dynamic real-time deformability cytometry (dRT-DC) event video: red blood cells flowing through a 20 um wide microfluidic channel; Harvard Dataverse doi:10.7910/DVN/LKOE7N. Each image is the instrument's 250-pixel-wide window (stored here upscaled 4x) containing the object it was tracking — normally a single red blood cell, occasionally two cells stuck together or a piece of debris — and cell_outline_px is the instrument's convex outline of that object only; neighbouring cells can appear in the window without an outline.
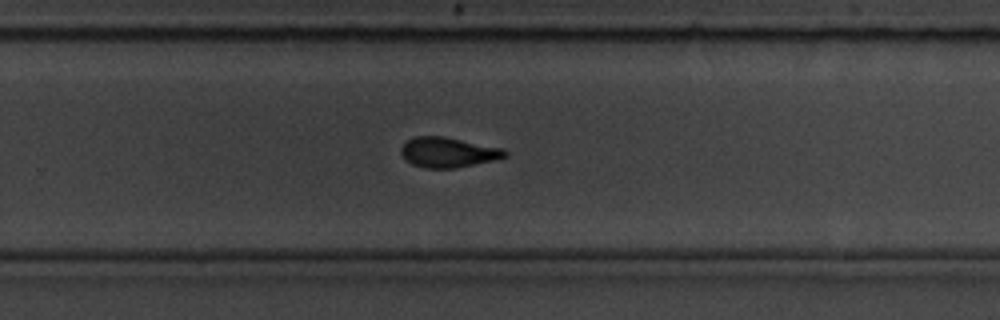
{"species": "common noctule bat (a hibernating species)", "species_latin": "Nyctalus noctula", "temperature_condition": "room temperature", "stored_images_in_passage": 28, "camera_frame_rate_fps": 3000, "um_per_image_px": 0.085, "animal": {"sex": "male", "body_mass_g": 19.5, "forearm_length_mm": 54.6}, "frame": {"image": 1, "passage_image": 20, "time_ms": 6.333, "image_size_px": [1000, 320], "cell_outline_px": [[508, 156], [496, 160], [456, 168], [424, 168], [412, 164], [400, 152], [400, 148], [408, 140], [416, 136], [444, 136], [504, 148], [508, 152]], "centroid_in_image_um": [38.14, 12.95], "position_along_channel_um": 291.7, "area_um2": 18.32}}